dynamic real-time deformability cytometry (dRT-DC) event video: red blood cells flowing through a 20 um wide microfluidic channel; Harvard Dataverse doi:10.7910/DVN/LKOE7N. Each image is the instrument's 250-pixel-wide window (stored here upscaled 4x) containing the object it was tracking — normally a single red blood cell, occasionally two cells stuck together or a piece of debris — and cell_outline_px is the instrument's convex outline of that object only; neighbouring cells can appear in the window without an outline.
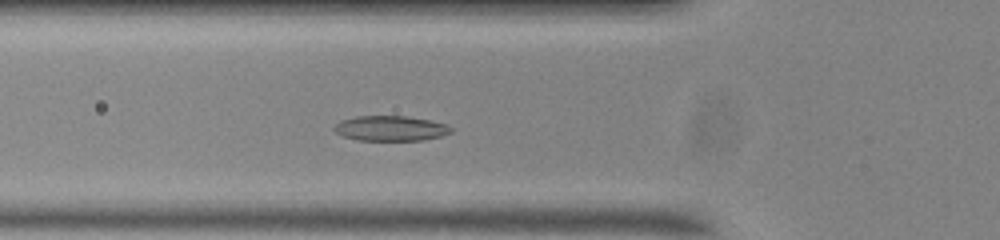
{"species": "common noctule bat (a hibernating species)", "species_latin": "Nyctalus noctula", "temperature_condition": "room temperature", "stored_images_in_passage": 46, "camera_frame_rate_fps": 3000, "um_per_image_px": 0.085, "animal": {"sex": "male", "body_mass_g": 20.0, "forearm_length_mm": 53.3}, "frame": {"image": 1, "passage_image": 10, "time_ms": 3.0, "image_size_px": [1000, 240], "cell_outline_px": [[452, 132], [440, 136], [424, 140], [356, 140], [344, 136], [336, 132], [332, 128], [340, 120], [356, 116], [408, 116], [448, 124], [452, 128]], "centroid_in_image_um": [33.2, 10.9], "position_along_channel_um": 92.6, "area_um2": 17.11}}
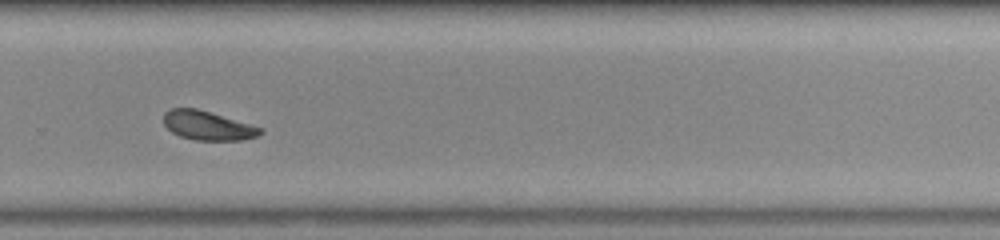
{"frame": {"image": 2, "passage_image": 28, "time_ms": 9.0, "image_size_px": [1000, 240], "cell_outline_px": [[264, 132], [260, 136], [240, 140], [192, 140], [180, 136], [172, 132], [164, 124], [164, 112], [172, 108], [196, 108], [264, 128]], "centroid_in_image_um": [17.68, 10.68], "position_along_channel_um": 312.1, "area_um2": 16.42}}
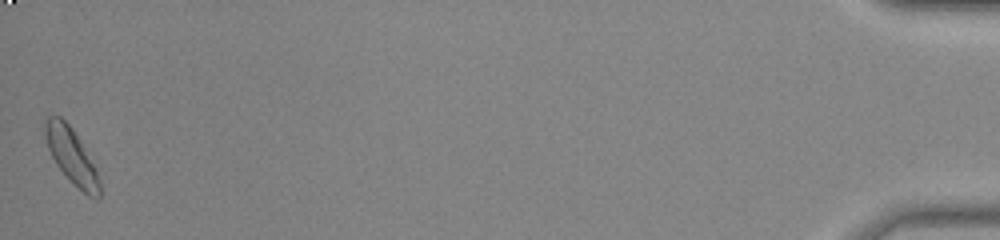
{"frame": {"image": 3, "passage_image": 46, "time_ms": 15.0, "image_size_px": [1000, 240], "cell_outline_px": [[100, 200], [96, 200], [88, 196], [56, 164], [48, 148], [44, 132], [44, 120], [48, 116], [60, 116], [72, 128], [80, 140], [100, 180]], "centroid_in_image_um": [6.07, 13.23], "position_along_channel_um": 429.1, "area_um2": 16.99}, "authors_computed_cell_mechanics": {"area_um2": 16.762, "velocity_mm_per_s": 3.6612, "shape_relaxation_time_tau1_ms": 8.4735, "shape_relaxation_time_tau2_ms": 3.4259, "deformation_change_tau1": 0.201, "deformation_change_tau2": 0.0727}}